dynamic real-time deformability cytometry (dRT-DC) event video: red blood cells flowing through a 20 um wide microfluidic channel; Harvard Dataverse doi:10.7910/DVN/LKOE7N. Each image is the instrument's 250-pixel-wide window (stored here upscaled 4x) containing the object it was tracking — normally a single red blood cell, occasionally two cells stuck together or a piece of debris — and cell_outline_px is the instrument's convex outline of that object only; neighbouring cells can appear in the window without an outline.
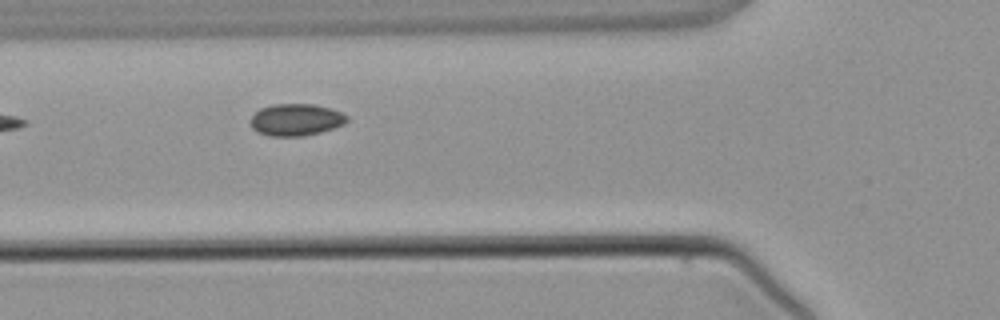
{"species": "common noctule bat (a hibernating species)", "species_latin": "Nyctalus noctula", "temperature_condition": "warm", "stored_images_in_passage": 4, "camera_frame_rate_fps": 3000, "um_per_image_px": 0.085, "animal": {"sex": "male", "body_mass_g": 21.5, "forearm_length_mm": 52.0}, "frame": {"image": 1, "passage_image": 3, "time_ms": 2.333, "image_size_px": [1000, 320], "cell_outline_px": [[348, 120], [344, 124], [320, 132], [304, 136], [268, 136], [252, 128], [248, 120], [260, 108], [276, 104], [312, 104], [328, 108], [340, 112], [348, 116]], "centroid_in_image_um": [25.13, 10.18], "position_along_channel_um": 100.7, "area_um2": 17.86}}